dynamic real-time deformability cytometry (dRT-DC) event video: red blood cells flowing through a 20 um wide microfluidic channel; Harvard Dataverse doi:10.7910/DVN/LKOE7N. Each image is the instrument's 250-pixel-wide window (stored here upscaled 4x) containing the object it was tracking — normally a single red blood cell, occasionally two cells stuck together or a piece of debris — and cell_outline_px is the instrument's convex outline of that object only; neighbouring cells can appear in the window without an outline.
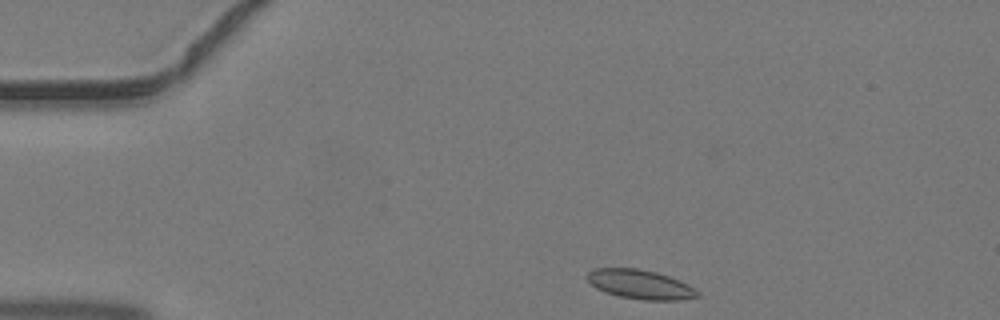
{"species": "common noctule bat (a hibernating species)", "species_latin": "Nyctalus noctula", "temperature_condition": "warm", "stored_images_in_passage": 34, "camera_frame_rate_fps": 3000, "um_per_image_px": 0.085, "animal": {"sex": "male", "body_mass_g": 19.2, "forearm_length_mm": 51.8}, "frame": {"image": 1, "passage_image": 1, "time_ms": 0.0, "image_size_px": [1000, 320], "cell_outline_px": [[700, 296], [680, 300], [644, 300], [620, 296], [604, 292], [596, 288], [588, 280], [588, 272], [596, 268], [636, 268], [656, 272], [668, 276], [688, 284], [700, 292]], "centroid_in_image_um": [54.44, 24.18], "position_along_channel_um": 30.6, "area_um2": 18.67}}
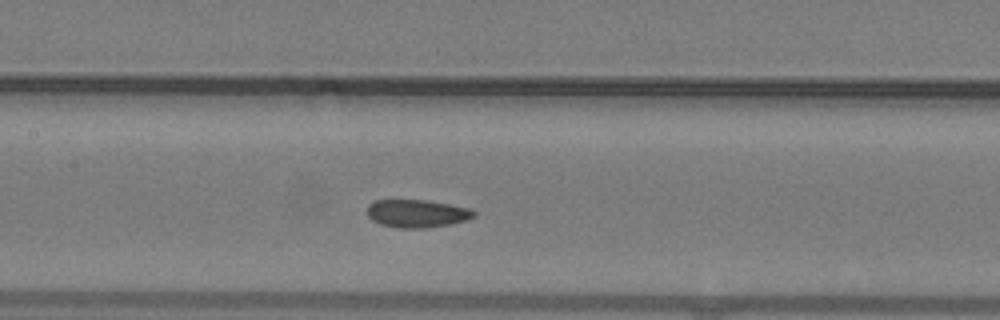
{"frame": {"image": 2, "passage_image": 14, "time_ms": 4.333, "image_size_px": [1000, 320], "cell_outline_px": [[476, 216], [468, 220], [448, 224], [424, 228], [396, 228], [380, 224], [372, 220], [368, 216], [368, 204], [376, 200], [424, 200], [472, 208], [476, 212]], "centroid_in_image_um": [35.46, 18.15], "position_along_channel_um": 171.9, "area_um2": 17.4}}
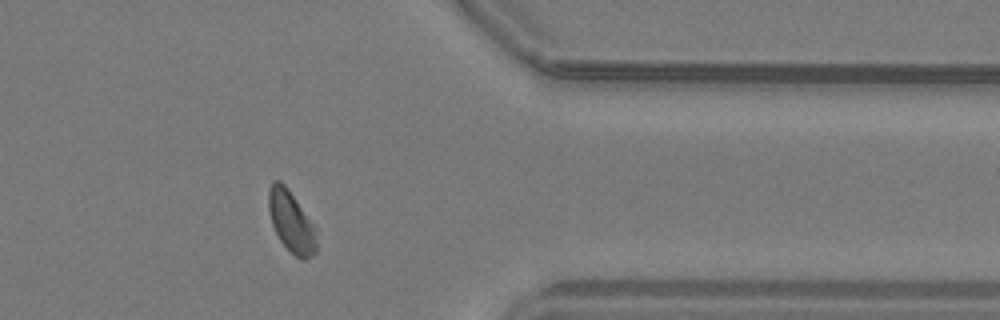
{"frame": {"image": 3, "passage_image": 29, "time_ms": 9.333, "image_size_px": [1000, 320], "cell_outline_px": [[316, 252], [312, 256], [304, 260], [296, 256], [280, 240], [272, 224], [268, 212], [268, 188], [272, 180], [280, 180], [288, 188], [316, 228]], "centroid_in_image_um": [24.74, 18.8], "position_along_channel_um": 386.7, "area_um2": 17.11}}